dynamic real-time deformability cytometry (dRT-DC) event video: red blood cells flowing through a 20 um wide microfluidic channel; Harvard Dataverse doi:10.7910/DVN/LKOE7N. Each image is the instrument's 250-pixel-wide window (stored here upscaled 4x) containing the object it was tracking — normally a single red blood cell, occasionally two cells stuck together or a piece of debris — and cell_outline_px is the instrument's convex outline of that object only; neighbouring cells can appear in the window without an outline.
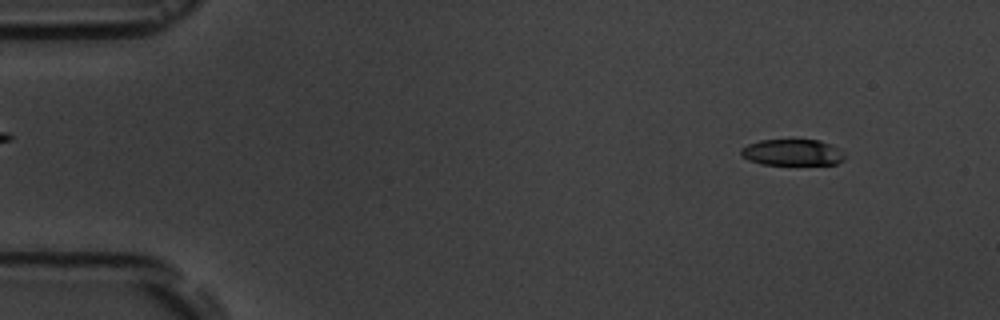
{"species": "common noctule bat (a hibernating species)", "species_latin": "Nyctalus noctula", "temperature_condition": "room temperature", "stored_images_in_passage": 16, "camera_frame_rate_fps": 3000, "um_per_image_px": 0.085, "animal": {"sex": "male", "body_mass_g": 19.5, "forearm_length_mm": 54.6}, "frame": {"image": 1, "passage_image": 2, "time_ms": 1.333, "image_size_px": [1000, 320], "cell_outline_px": [[844, 160], [836, 164], [760, 164], [748, 160], [740, 156], [740, 148], [748, 144], [760, 140], [820, 140], [840, 148], [844, 152]], "centroid_in_image_um": [67.34, 12.95], "position_along_channel_um": 17.7, "area_um2": 16.01}}
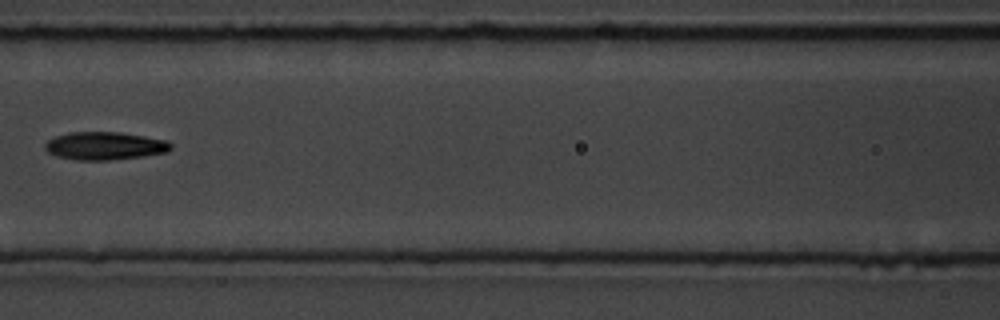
{"frame": {"image": 2, "passage_image": 8, "time_ms": 8.0, "image_size_px": [1000, 320], "cell_outline_px": [[172, 148], [168, 152], [144, 156], [108, 160], [76, 160], [56, 156], [48, 152], [44, 148], [44, 144], [48, 140], [56, 136], [68, 132], [120, 132], [168, 140], [172, 144]], "centroid_in_image_um": [8.92, 12.39], "position_along_channel_um": 157.7, "area_um2": 20.63}}
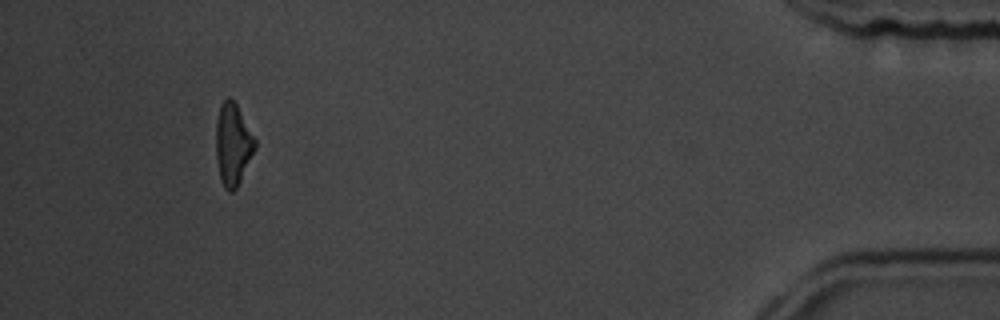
{"frame": {"image": 3, "passage_image": 16, "time_ms": 17.0, "image_size_px": [1000, 320], "cell_outline_px": [[256, 148], [236, 188], [232, 192], [228, 192], [224, 188], [220, 180], [216, 156], [216, 120], [220, 104], [228, 96], [236, 104], [256, 140]], "centroid_in_image_um": [19.78, 12.28], "position_along_channel_um": 415.4, "area_um2": 18.55}}